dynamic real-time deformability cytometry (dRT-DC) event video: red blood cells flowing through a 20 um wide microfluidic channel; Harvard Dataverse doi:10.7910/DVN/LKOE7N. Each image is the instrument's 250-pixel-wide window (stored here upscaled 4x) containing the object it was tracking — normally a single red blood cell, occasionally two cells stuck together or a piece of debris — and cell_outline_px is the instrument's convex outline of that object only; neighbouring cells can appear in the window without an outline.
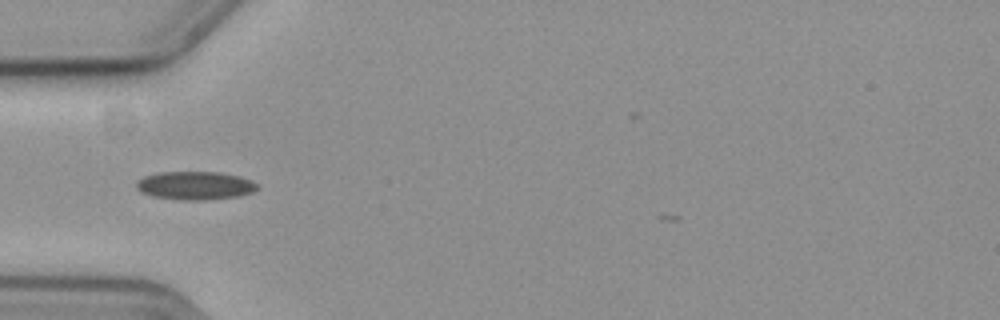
{"species": "common noctule bat (a hibernating species)", "species_latin": "Nyctalus noctula", "temperature_condition": "cold", "stored_images_in_passage": 36, "camera_frame_rate_fps": 3000, "um_per_image_px": 0.085, "animal": {"sex": "female", "body_mass_g": 19.3, "forearm_length_mm": 54.1}, "frame": {"image": 1, "passage_image": 1, "time_ms": 0.0, "image_size_px": [1000, 320], "cell_outline_px": [[260, 188], [252, 192], [240, 196], [208, 200], [180, 200], [152, 196], [140, 192], [136, 188], [136, 180], [144, 176], [156, 172], [220, 172], [240, 176], [252, 180]], "centroid_in_image_um": [16.57, 15.77], "position_along_channel_um": 68.4, "area_um2": 20.29}}
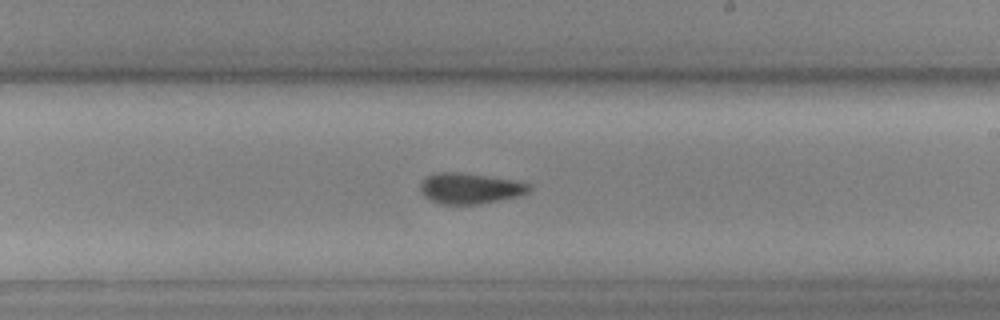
{"frame": {"image": 2, "passage_image": 16, "time_ms": 5.0, "image_size_px": [1000, 320], "cell_outline_px": [[532, 188], [528, 192], [520, 196], [480, 204], [440, 204], [424, 196], [420, 192], [420, 184], [428, 176], [436, 172], [460, 172], [512, 180], [532, 184]], "centroid_in_image_um": [39.96, 16.02], "position_along_channel_um": 249.0, "area_um2": 19.48}}
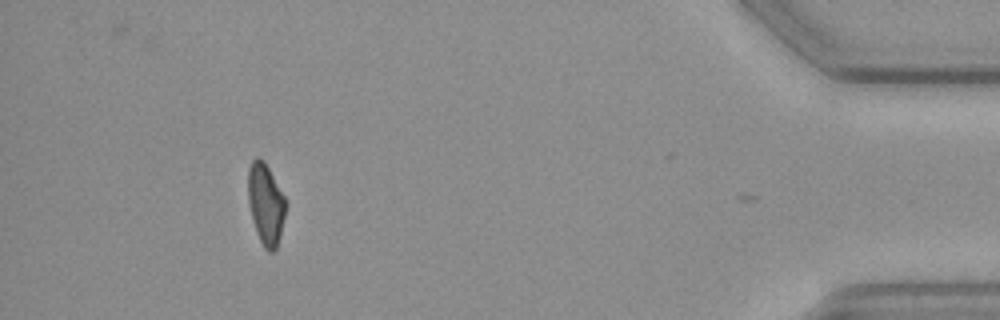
{"frame": {"image": 3, "passage_image": 35, "time_ms": 11.333, "image_size_px": [1000, 320], "cell_outline_px": [[288, 204], [280, 236], [276, 248], [272, 252], [268, 252], [264, 248], [256, 232], [252, 220], [248, 204], [248, 168], [252, 160], [256, 156], [260, 156], [264, 160], [284, 196]], "centroid_in_image_um": [22.58, 17.33], "position_along_channel_um": 412.6, "area_um2": 18.09}, "authors_computed_cell_mechanics": {"area_um2": 19.2185, "velocity_mm_per_s": 3.6217, "shape_relaxation_time_tau1_ms": 4.2114, "shape_relaxation_time_tau2_ms": 5.01, "deformation_change_tau1": 0.1211, "deformation_change_tau2": 0.104}}